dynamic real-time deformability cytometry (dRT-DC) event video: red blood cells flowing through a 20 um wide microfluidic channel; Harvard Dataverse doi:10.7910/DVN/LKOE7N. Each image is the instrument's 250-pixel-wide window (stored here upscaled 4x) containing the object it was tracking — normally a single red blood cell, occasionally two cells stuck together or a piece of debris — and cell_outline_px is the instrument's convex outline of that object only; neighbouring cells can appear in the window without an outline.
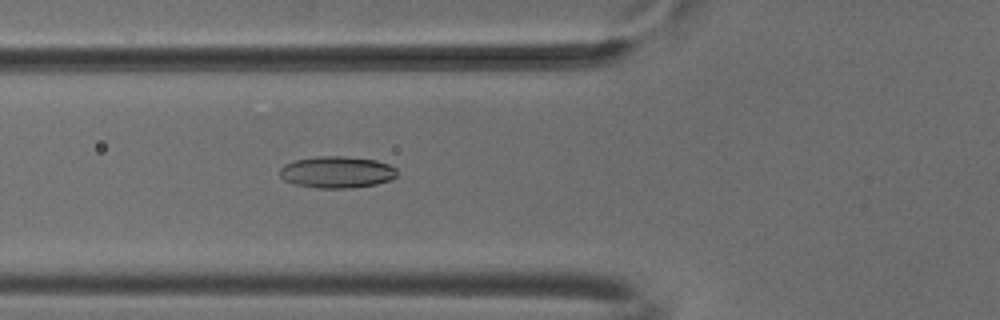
{"species": "common noctule bat (a hibernating species)", "species_latin": "Nyctalus noctula", "temperature_condition": "cold", "stored_images_in_passage": 5, "camera_frame_rate_fps": 3000, "um_per_image_px": 0.085, "animal": {"sex": "male", "body_mass_g": 18.8}, "frame": {"image": 1, "passage_image": 5, "time_ms": 1.333, "image_size_px": [1000, 320], "cell_outline_px": [[396, 176], [392, 180], [376, 184], [352, 188], [316, 188], [296, 184], [284, 180], [280, 176], [280, 168], [284, 164], [296, 160], [316, 156], [344, 156], [376, 160], [388, 164], [396, 168]], "centroid_in_image_um": [28.64, 14.63], "position_along_channel_um": 97.2, "area_um2": 21.73}}